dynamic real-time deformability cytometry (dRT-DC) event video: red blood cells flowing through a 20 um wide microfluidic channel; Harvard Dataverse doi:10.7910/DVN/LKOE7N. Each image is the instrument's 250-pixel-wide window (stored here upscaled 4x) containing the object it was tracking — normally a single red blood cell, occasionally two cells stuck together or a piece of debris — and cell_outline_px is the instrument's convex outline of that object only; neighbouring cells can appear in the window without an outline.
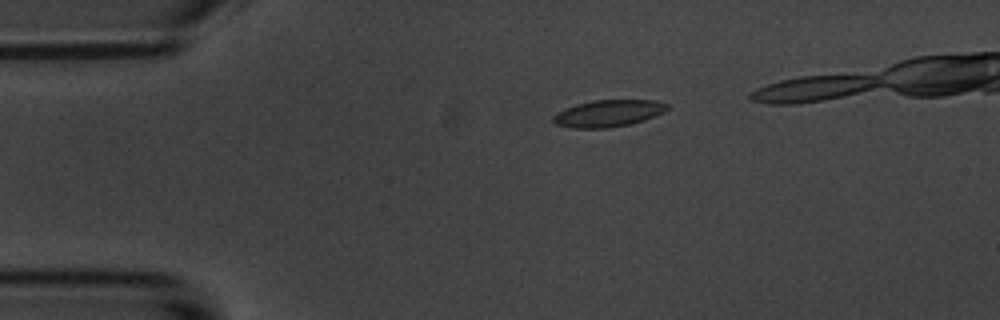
{"species": "common noctule bat (a hibernating species)", "species_latin": "Nyctalus noctula", "temperature_condition": "room temperature", "stored_images_in_passage": 6, "segment_of_instrument_passage": [1, 2], "camera_frame_rate_fps": 3000, "um_per_image_px": 0.085, "animal": {"sex": "male", "body_mass_g": 20.1, "forearm_length_mm": 53.5}, "frame": {"image": 1, "passage_image": 1, "time_ms": 0.0, "image_size_px": [1000, 320], "cell_outline_px": [[668, 108], [664, 112], [644, 120], [632, 124], [608, 128], [572, 128], [556, 124], [552, 120], [552, 116], [576, 104], [592, 100], [656, 100], [668, 104]], "centroid_in_image_um": [51.73, 9.64], "position_along_channel_um": 33.3, "area_um2": 17.8}}
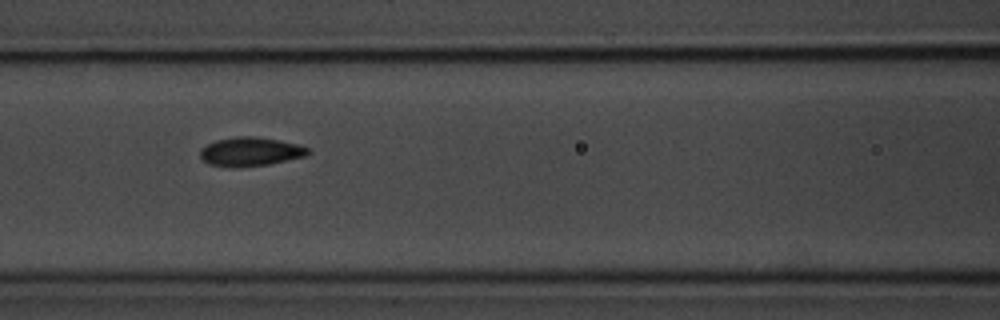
{"frame": {"image": 2, "passage_image": 4, "time_ms": 4.333, "image_size_px": [1000, 320], "cell_outline_px": [[312, 152], [304, 156], [268, 164], [208, 164], [200, 156], [200, 148], [216, 140], [236, 136], [256, 136], [300, 144], [308, 148]], "centroid_in_image_um": [21.33, 12.83], "position_along_channel_um": 145.3, "area_um2": 17.34}}
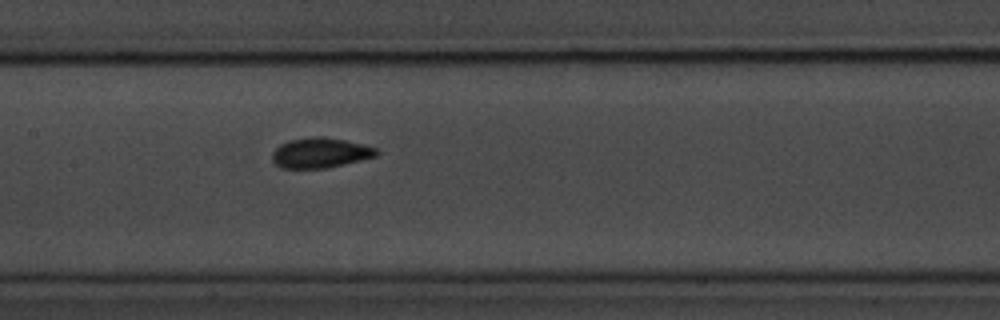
{"frame": {"image": 3, "passage_image": 5, "time_ms": 5.333, "image_size_px": [1000, 320], "cell_outline_px": [[380, 152], [376, 156], [360, 160], [324, 168], [280, 168], [272, 160], [272, 152], [280, 144], [288, 140], [316, 136], [324, 136], [364, 144], [376, 148]], "centroid_in_image_um": [27.21, 12.98], "position_along_channel_um": 180.2, "area_um2": 18.26}}